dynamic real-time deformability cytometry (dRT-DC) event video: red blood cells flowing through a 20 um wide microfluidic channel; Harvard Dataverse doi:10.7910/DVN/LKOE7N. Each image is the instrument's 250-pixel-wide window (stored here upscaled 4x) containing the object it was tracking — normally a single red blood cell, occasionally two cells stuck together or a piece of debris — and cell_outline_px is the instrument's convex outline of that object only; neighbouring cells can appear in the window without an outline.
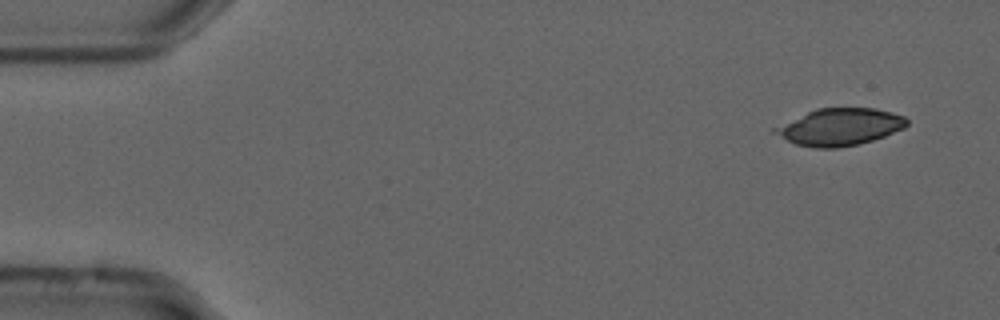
{"species": "common noctule bat (a hibernating species)", "species_latin": "Nyctalus noctula", "temperature_condition": "cold", "stored_images_in_passage": 6, "camera_frame_rate_fps": 3000, "um_per_image_px": 0.085, "animal": {"sex": "male", "forearm_length_mm": 52.5}, "frame": {"image": 1, "passage_image": 1, "time_ms": 0.0, "image_size_px": [1000, 320], "cell_outline_px": [[908, 124], [904, 128], [884, 136], [860, 144], [836, 148], [816, 148], [796, 144], [772, 132], [772, 128], [816, 108], [876, 108], [904, 116], [908, 120]], "centroid_in_image_um": [71.39, 10.79], "position_along_channel_um": 13.6, "area_um2": 28.32}}